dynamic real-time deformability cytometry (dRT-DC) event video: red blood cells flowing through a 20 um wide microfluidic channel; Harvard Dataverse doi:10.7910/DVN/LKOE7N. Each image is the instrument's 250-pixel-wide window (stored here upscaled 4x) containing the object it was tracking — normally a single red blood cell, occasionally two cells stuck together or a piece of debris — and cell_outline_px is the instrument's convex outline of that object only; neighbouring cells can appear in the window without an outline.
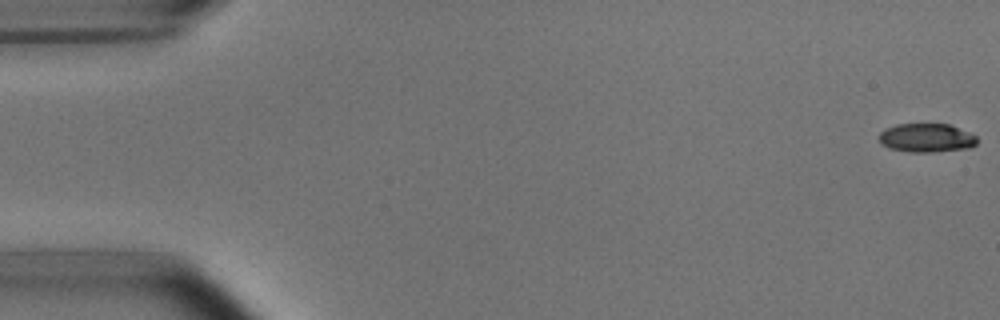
{"species": "common noctule bat (a hibernating species)", "species_latin": "Nyctalus noctula", "temperature_condition": "room temperature", "stored_images_in_passage": 37, "camera_frame_rate_fps": 3000, "um_per_image_px": 0.085, "animal": {"sex": "male", "body_mass_g": 15.6}, "frame": {"image": 1, "passage_image": 1, "time_ms": 0.0, "image_size_px": [1000, 320], "cell_outline_px": [[976, 144], [968, 148], [932, 152], [912, 152], [888, 148], [880, 144], [880, 132], [896, 124], [948, 124], [968, 132], [976, 136]], "centroid_in_image_um": [78.73, 11.72], "position_along_channel_um": 6.3, "area_um2": 16.24}}
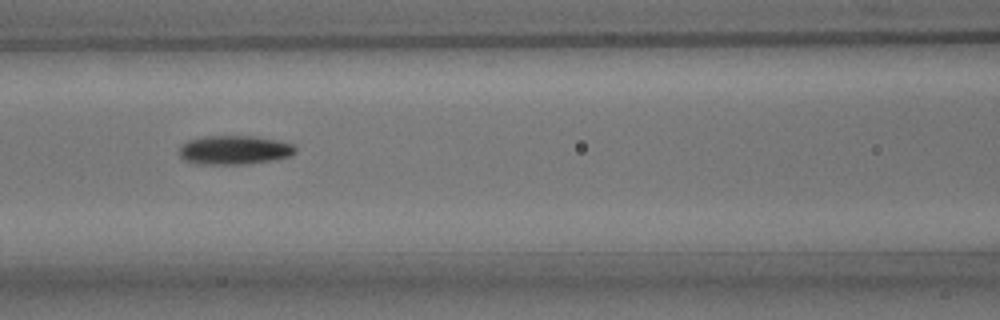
{"frame": {"image": 2, "passage_image": 23, "time_ms": 7.333, "image_size_px": [1000, 320], "cell_outline_px": [[296, 152], [292, 156], [272, 160], [248, 164], [192, 164], [184, 160], [176, 152], [180, 144], [188, 140], [204, 136], [256, 136], [276, 140], [292, 144], [296, 148]], "centroid_in_image_um": [19.86, 12.75], "position_along_channel_um": 146.7, "area_um2": 20.0}}
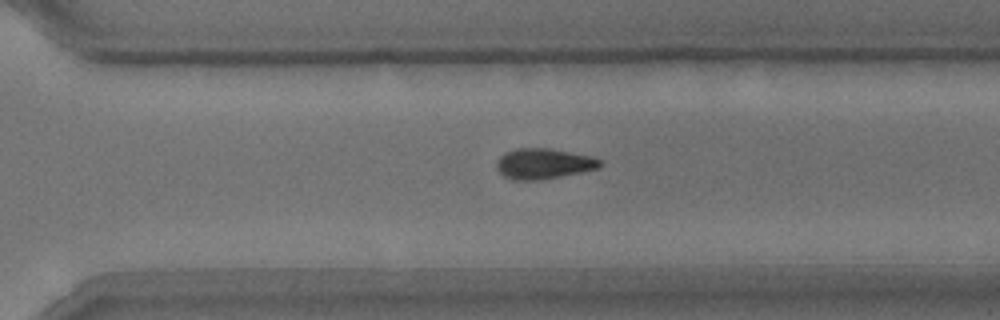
{"frame": {"image": 3, "passage_image": 37, "time_ms": 12.0, "image_size_px": [1000, 320], "cell_outline_px": [[604, 164], [600, 168], [560, 176], [536, 180], [512, 180], [504, 176], [496, 168], [496, 164], [500, 156], [504, 152], [516, 148], [548, 148], [592, 156], [600, 160]], "centroid_in_image_um": [46.2, 13.9], "position_along_channel_um": 324.4, "area_um2": 18.38}}